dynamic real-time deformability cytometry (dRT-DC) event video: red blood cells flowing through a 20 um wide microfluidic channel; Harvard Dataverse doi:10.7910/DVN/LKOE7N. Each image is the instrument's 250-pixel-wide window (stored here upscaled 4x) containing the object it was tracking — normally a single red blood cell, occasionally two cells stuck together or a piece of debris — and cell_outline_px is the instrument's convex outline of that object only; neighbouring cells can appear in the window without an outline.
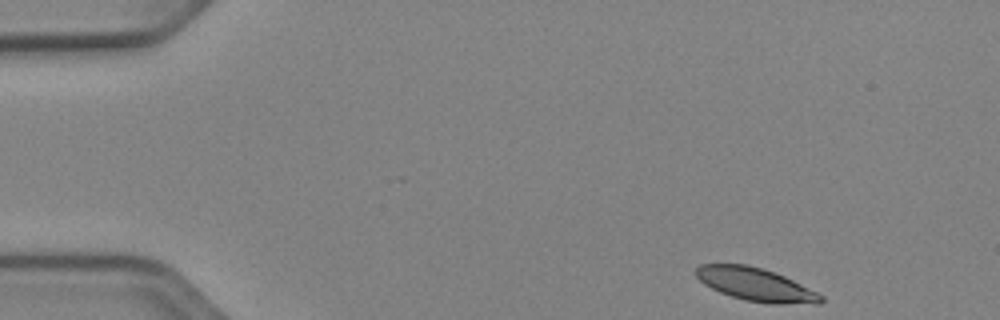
{"species": "Egyptian fruit bat (a non-hibernating species)", "species_latin": "Rousettus aegyptiacus", "temperature_condition": "cold", "stored_images_in_passage": 48, "camera_frame_rate_fps": 3000, "um_per_image_px": 0.085, "animal": {"sex": "female"}, "frame": {"image": 1, "passage_image": 1, "time_ms": 0.0, "image_size_px": [1000, 320], "cell_outline_px": [[824, 300], [820, 304], [772, 304], [744, 300], [720, 292], [704, 284], [692, 272], [700, 264], [748, 264], [776, 272], [824, 296]], "centroid_in_image_um": [64.23, 24.18], "position_along_channel_um": 20.8, "area_um2": 24.22}}
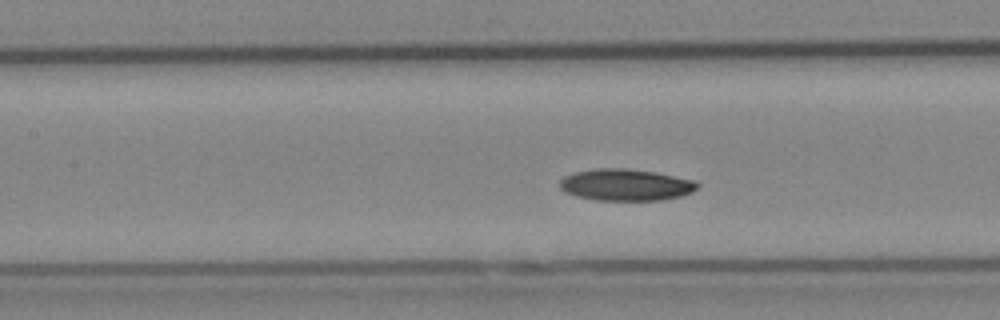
{"frame": {"image": 2, "passage_image": 19, "time_ms": 6.0, "image_size_px": [1000, 320], "cell_outline_px": [[700, 184], [692, 192], [680, 196], [660, 200], [596, 200], [576, 196], [564, 192], [560, 188], [560, 180], [564, 176], [572, 172], [592, 168], [628, 168], [656, 172], [696, 180]], "centroid_in_image_um": [53.17, 15.69], "position_along_channel_um": 154.2, "area_um2": 25.72}}
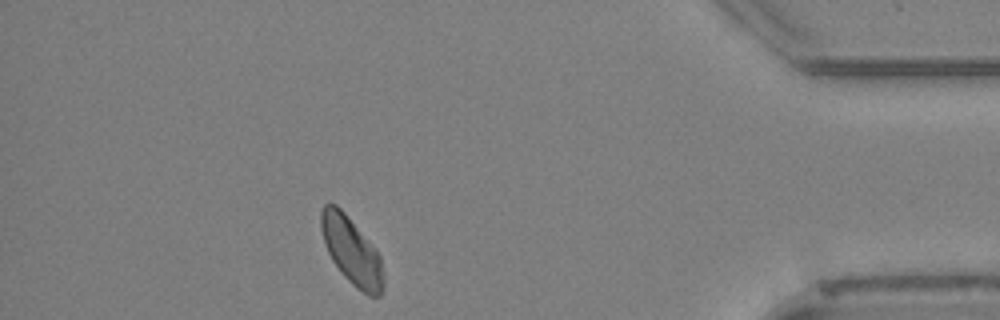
{"frame": {"image": 3, "passage_image": 42, "time_ms": 13.667, "image_size_px": [1000, 320], "cell_outline_px": [[384, 284], [380, 296], [368, 296], [356, 288], [344, 276], [332, 260], [324, 244], [320, 228], [320, 212], [324, 204], [336, 204], [344, 212], [372, 244], [380, 256], [384, 280]], "centroid_in_image_um": [29.87, 21.33], "position_along_channel_um": 405.3, "area_um2": 24.39}, "authors_computed_cell_mechanics": {"area_um2": 24.5361, "velocity_mm_per_s": 3.8436, "shape_relaxation_time_tau1_ms": 3.2596, "shape_relaxation_time_tau2_ms": null, "deformation_change_tau1": 0.0643, "deformation_change_tau2": null}}